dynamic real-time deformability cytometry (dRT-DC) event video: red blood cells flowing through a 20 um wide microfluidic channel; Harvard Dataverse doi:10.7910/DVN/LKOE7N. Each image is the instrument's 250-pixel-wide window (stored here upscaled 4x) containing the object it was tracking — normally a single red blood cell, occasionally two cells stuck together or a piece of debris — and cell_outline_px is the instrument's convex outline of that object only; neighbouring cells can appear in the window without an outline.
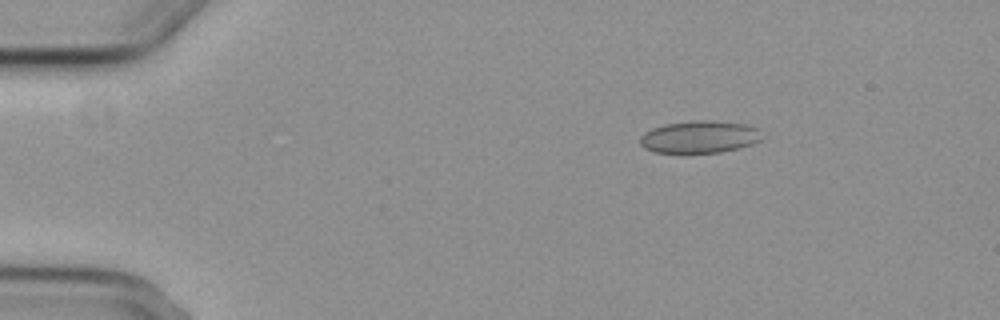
{"species": "common noctule bat (a hibernating species)", "species_latin": "Nyctalus noctula", "temperature_condition": "cold", "stored_images_in_passage": 5, "camera_frame_rate_fps": 3000, "um_per_image_px": 0.085, "animal": {"sex": "female", "body_mass_g": 29.2, "forearm_length_mm": 56.3}, "frame": {"image": 1, "passage_image": 1, "time_ms": 0.0, "image_size_px": [1000, 320], "cell_outline_px": [[760, 140], [752, 144], [740, 148], [720, 152], [656, 152], [644, 148], [640, 144], [640, 136], [644, 132], [652, 128], [664, 124], [696, 120], [708, 120], [748, 124], [760, 128]], "centroid_in_image_um": [59.47, 11.62], "position_along_channel_um": 25.5, "area_um2": 22.95}}
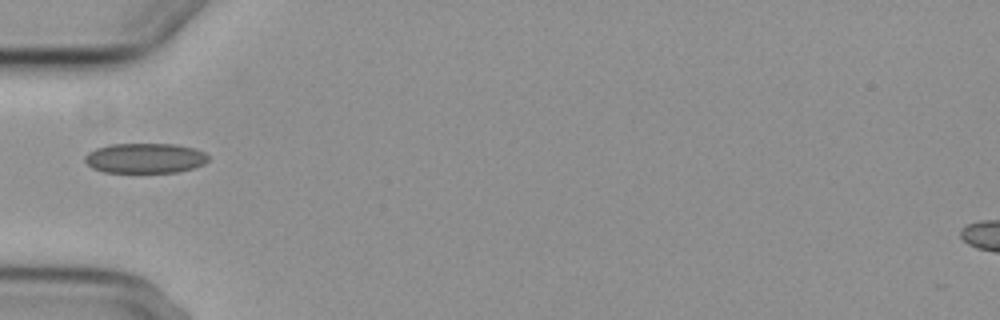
{"frame": {"image": 2, "passage_image": 4, "time_ms": 3.333, "image_size_px": [1000, 320], "cell_outline_px": [[208, 160], [204, 164], [192, 168], [176, 172], [104, 172], [92, 168], [84, 160], [84, 156], [88, 152], [96, 148], [108, 144], [176, 144], [196, 148], [204, 152], [208, 156]], "centroid_in_image_um": [12.32, 13.43], "position_along_channel_um": 72.7, "area_um2": 21.68}}